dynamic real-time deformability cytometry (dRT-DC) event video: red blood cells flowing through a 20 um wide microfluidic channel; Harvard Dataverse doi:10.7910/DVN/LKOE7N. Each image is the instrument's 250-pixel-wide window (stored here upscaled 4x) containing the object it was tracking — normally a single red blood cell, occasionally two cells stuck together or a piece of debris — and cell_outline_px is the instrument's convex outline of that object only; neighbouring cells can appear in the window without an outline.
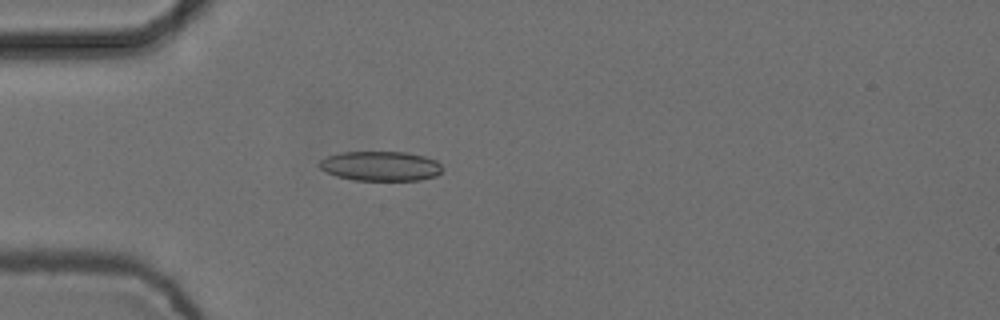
{"species": "common noctule bat (a hibernating species)", "species_latin": "Nyctalus noctula", "temperature_condition": "cold", "stored_images_in_passage": 4, "camera_frame_rate_fps": 3000, "um_per_image_px": 0.085, "animal": {"sex": "female", "body_mass_g": 24.6, "forearm_length_mm": 56.2}, "frame": {"image": 1, "passage_image": 4, "time_ms": 1.0, "image_size_px": [1000, 320], "cell_outline_px": [[440, 172], [436, 176], [420, 180], [356, 180], [336, 176], [320, 168], [320, 160], [328, 156], [340, 152], [404, 152], [424, 156], [436, 160], [440, 164]], "centroid_in_image_um": [32.35, 14.11], "position_along_channel_um": 52.7, "area_um2": 21.04}}